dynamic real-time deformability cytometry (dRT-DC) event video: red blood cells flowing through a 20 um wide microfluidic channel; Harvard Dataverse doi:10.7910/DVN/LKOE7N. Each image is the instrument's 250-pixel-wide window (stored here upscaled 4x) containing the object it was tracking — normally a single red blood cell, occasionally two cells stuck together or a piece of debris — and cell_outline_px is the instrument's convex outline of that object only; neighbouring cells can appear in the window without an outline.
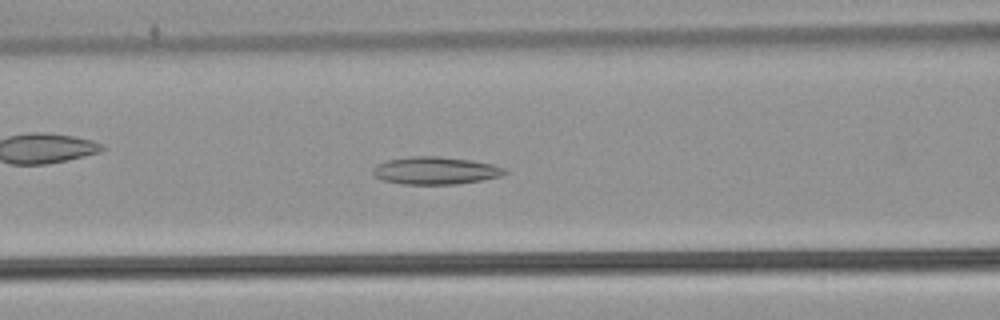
{"species": "common noctule bat (a hibernating species)", "species_latin": "Nyctalus noctula", "temperature_condition": "warm", "stored_images_in_passage": 53, "camera_frame_rate_fps": 3000, "um_per_image_px": 0.085, "animal": {"sex": "male", "body_mass_g": 21.5, "forearm_length_mm": 52.0}, "frame": {"image": 1, "passage_image": 22, "time_ms": 7.0, "image_size_px": [1000, 320], "cell_outline_px": [[508, 172], [500, 176], [480, 180], [456, 184], [400, 184], [384, 180], [376, 176], [372, 172], [372, 168], [376, 164], [388, 160], [412, 156], [440, 156], [472, 160], [492, 164], [504, 168]], "centroid_in_image_um": [37.0, 14.49], "position_along_channel_um": 129.6, "area_um2": 21.1}}
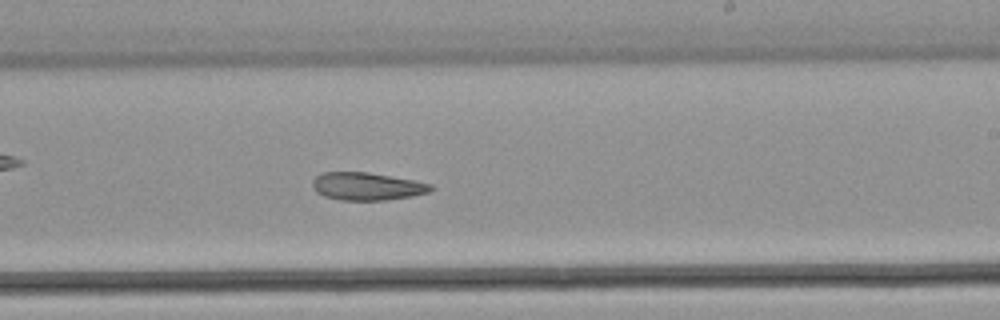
{"frame": {"image": 2, "passage_image": 32, "time_ms": 10.333, "image_size_px": [1000, 320], "cell_outline_px": [[432, 188], [428, 192], [412, 196], [388, 200], [340, 200], [324, 196], [316, 192], [312, 188], [312, 180], [316, 176], [324, 172], [368, 172], [412, 180], [432, 184]], "centroid_in_image_um": [31.15, 15.84], "position_along_channel_um": 257.9, "area_um2": 19.07}}
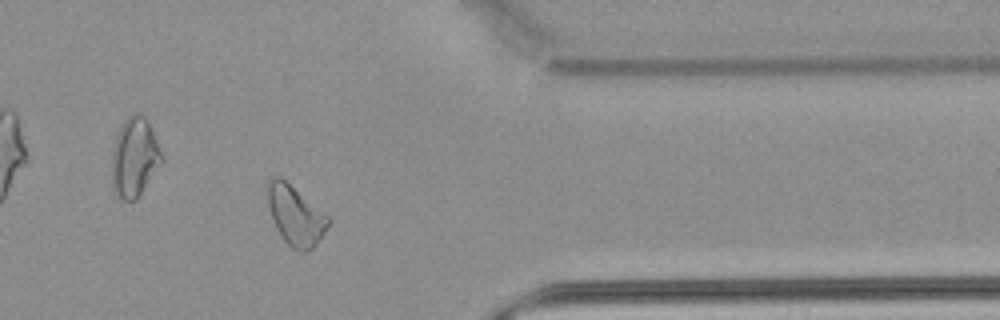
{"frame": {"image": 3, "passage_image": 43, "time_ms": 14.0, "image_size_px": [1000, 320], "cell_outline_px": [[332, 220], [316, 244], [312, 248], [304, 252], [300, 252], [292, 248], [284, 240], [276, 228], [272, 220], [268, 204], [268, 180], [272, 176], [280, 176], [328, 216]], "centroid_in_image_um": [25.1, 18.32], "position_along_channel_um": 386.3, "area_um2": 20.75}}